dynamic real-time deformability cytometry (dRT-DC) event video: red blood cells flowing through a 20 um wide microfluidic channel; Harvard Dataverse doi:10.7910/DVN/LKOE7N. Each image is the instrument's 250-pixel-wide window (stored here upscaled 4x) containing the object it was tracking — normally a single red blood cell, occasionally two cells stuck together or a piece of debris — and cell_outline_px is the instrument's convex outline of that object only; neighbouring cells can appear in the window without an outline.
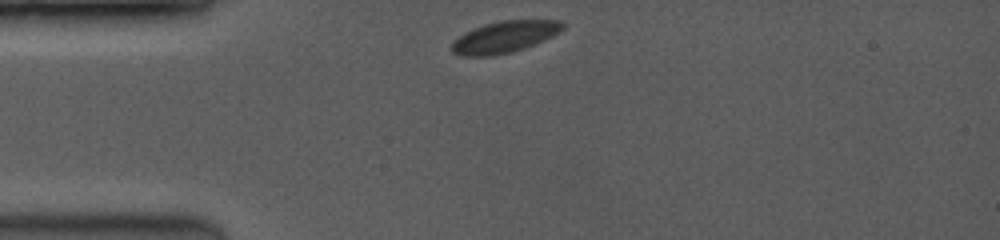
{"species": "common noctule bat (a hibernating species)", "species_latin": "Nyctalus noctula", "temperature_condition": "room temperature", "stored_images_in_passage": 38, "camera_frame_rate_fps": 3500, "um_per_image_px": 0.085, "animal": {"sex": "female", "body_mass_g": 19.0, "forearm_length_mm": 53.3}, "frame": {"image": 1, "passage_image": 1, "time_ms": 0.0, "image_size_px": [1000, 240], "cell_outline_px": [[564, 28], [552, 36], [524, 48], [512, 52], [488, 56], [464, 56], [452, 52], [452, 44], [464, 32], [472, 28], [484, 24], [500, 20], [560, 20], [564, 24]], "centroid_in_image_um": [42.88, 3.12], "position_along_channel_um": 42.1, "area_um2": 20.23}}
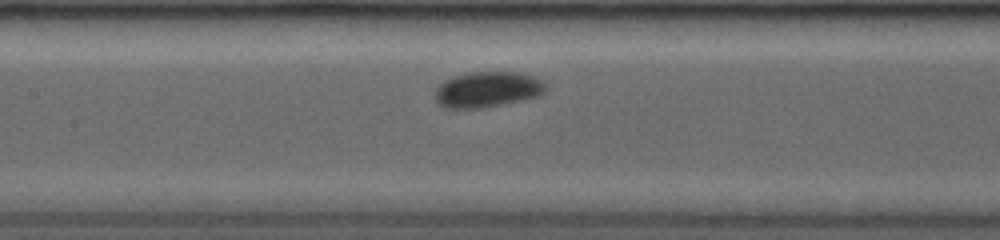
{"frame": {"image": 2, "passage_image": 14, "time_ms": 3.714, "image_size_px": [1000, 240], "cell_outline_px": [[544, 92], [536, 96], [520, 100], [480, 108], [444, 108], [436, 100], [436, 88], [444, 80], [468, 72], [520, 72], [532, 76], [540, 80], [544, 84]], "centroid_in_image_um": [41.39, 7.6], "position_along_channel_um": 166.0, "area_um2": 22.54}}
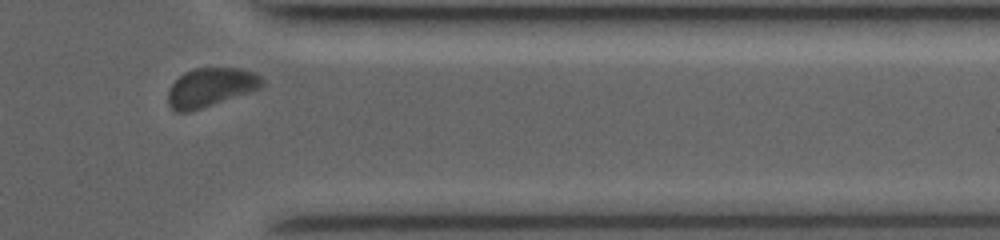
{"frame": {"image": 3, "passage_image": 34, "time_ms": 9.429, "image_size_px": [1000, 240], "cell_outline_px": [[264, 84], [260, 88], [188, 112], [176, 112], [168, 104], [168, 88], [184, 72], [192, 68], [240, 68], [256, 72], [264, 80]], "centroid_in_image_um": [17.89, 7.4], "position_along_channel_um": 393.5, "area_um2": 21.1}, "authors_computed_cell_mechanics": {"area_um2": 21.5016, "velocity_mm_per_s": 3.9801, "shape_relaxation_time_tau1_ms": 2.0523, "shape_relaxation_time_tau2_ms": null, "deformation_change_tau1": 0.0637, "deformation_change_tau2": null}}